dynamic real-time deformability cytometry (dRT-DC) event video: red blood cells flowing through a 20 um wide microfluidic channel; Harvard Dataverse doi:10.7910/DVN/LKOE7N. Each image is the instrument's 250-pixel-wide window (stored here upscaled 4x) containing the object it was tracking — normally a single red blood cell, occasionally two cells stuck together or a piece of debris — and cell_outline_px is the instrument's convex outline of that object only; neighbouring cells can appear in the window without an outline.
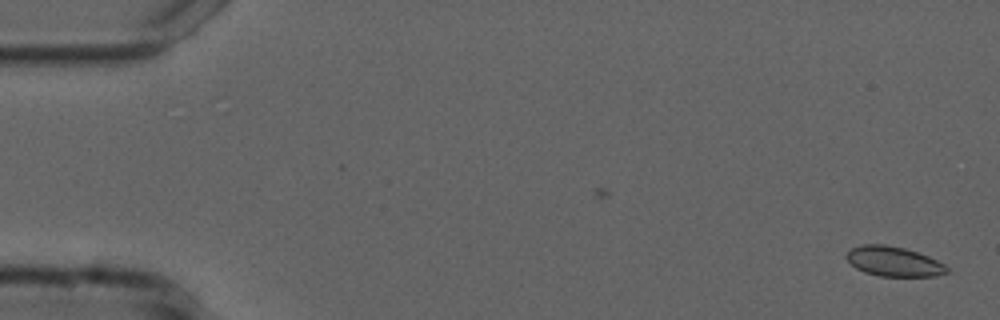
{"species": "common noctule bat (a hibernating species)", "species_latin": "Nyctalus noctula", "temperature_condition": "cold", "stored_images_in_passage": 51, "camera_frame_rate_fps": 3000, "um_per_image_px": 0.085, "animal": {"sex": "male", "forearm_length_mm": 52.5}, "frame": {"image": 1, "passage_image": 1, "time_ms": 0.0, "image_size_px": [1000, 320], "cell_outline_px": [[948, 272], [936, 276], [880, 276], [864, 272], [856, 268], [844, 256], [852, 248], [860, 244], [884, 244], [904, 248], [928, 256], [944, 264], [948, 268]], "centroid_in_image_um": [75.95, 22.22], "position_along_channel_um": 9.1, "area_um2": 17.34}}
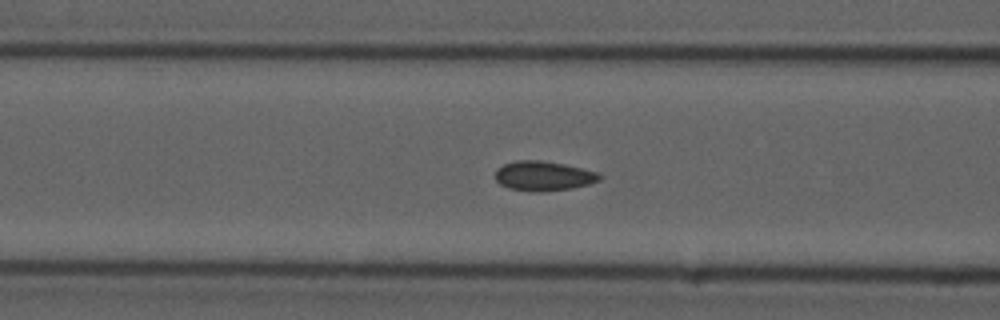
{"frame": {"image": 2, "passage_image": 21, "time_ms": 6.667, "image_size_px": [1000, 320], "cell_outline_px": [[604, 176], [600, 180], [588, 184], [572, 188], [544, 192], [532, 192], [508, 188], [500, 184], [496, 180], [496, 168], [504, 164], [516, 160], [540, 160], [564, 164], [596, 172]], "centroid_in_image_um": [46.18, 14.96], "position_along_channel_um": 120.4, "area_um2": 18.09}}
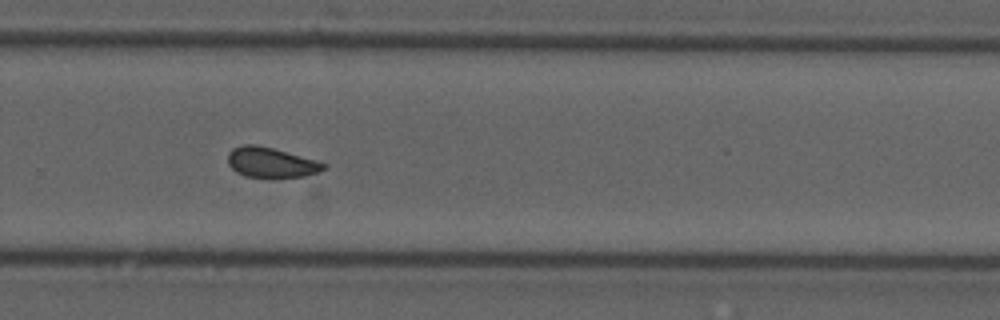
{"frame": {"image": 3, "passage_image": 36, "time_ms": 11.667, "image_size_px": [1000, 320], "cell_outline_px": [[328, 164], [320, 172], [304, 176], [244, 176], [236, 172], [228, 164], [228, 152], [232, 148], [244, 144], [256, 144], [272, 148]], "centroid_in_image_um": [22.99, 13.79], "position_along_channel_um": 306.8, "area_um2": 16.42}}